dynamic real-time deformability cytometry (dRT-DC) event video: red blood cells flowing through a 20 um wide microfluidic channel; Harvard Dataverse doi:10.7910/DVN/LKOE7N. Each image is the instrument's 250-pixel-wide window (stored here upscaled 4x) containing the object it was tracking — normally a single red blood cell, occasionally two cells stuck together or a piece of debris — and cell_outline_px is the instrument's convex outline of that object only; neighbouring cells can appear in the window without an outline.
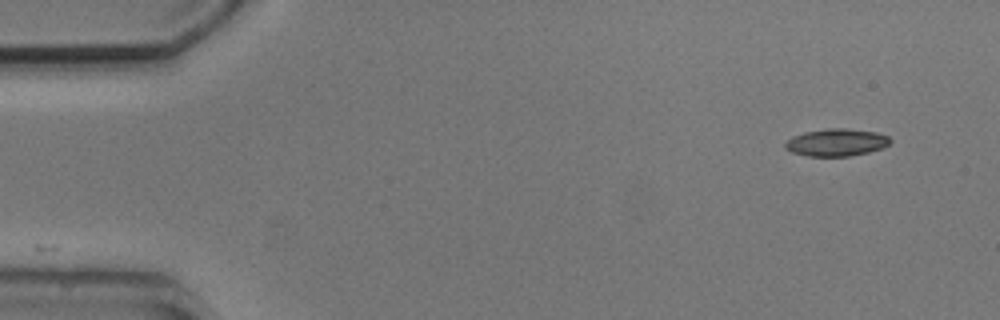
{"species": "common noctule bat (a hibernating species)", "species_latin": "Nyctalus noctula", "temperature_condition": "cold", "stored_images_in_passage": 5, "camera_frame_rate_fps": 3000, "um_per_image_px": 0.085, "animal": {"sex": "male", "body_mass_g": 20.5, "forearm_length_mm": 52.5}, "frame": {"image": 1, "passage_image": 1, "time_ms": 0.0, "image_size_px": [1000, 320], "cell_outline_px": [[892, 140], [884, 148], [868, 152], [848, 156], [808, 156], [792, 152], [784, 148], [784, 144], [792, 136], [804, 132], [828, 128], [848, 128], [876, 132], [888, 136]], "centroid_in_image_um": [71.1, 12.1], "position_along_channel_um": 13.9, "area_um2": 16.82}}